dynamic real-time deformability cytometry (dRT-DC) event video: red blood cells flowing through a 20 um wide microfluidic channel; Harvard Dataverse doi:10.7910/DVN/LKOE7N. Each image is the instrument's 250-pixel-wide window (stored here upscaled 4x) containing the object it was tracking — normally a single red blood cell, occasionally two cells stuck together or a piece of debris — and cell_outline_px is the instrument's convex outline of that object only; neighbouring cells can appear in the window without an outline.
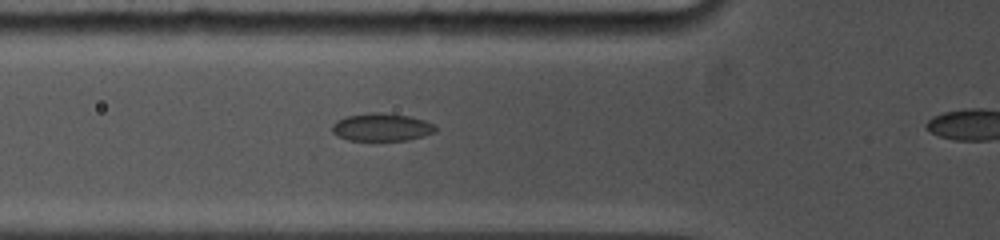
{"species": "common noctule bat (a hibernating species)", "species_latin": "Nyctalus noctula", "temperature_condition": "cold", "stored_images_in_passage": 3, "camera_frame_rate_fps": 5000, "um_per_image_px": 0.085, "animal": {"sex": "female", "body_mass_g": 19.0, "forearm_length_mm": 53.3}, "frame": {"image": 1, "passage_image": 2, "time_ms": 0.4, "image_size_px": [1000, 240], "cell_outline_px": [[436, 132], [424, 136], [408, 140], [348, 140], [332, 132], [332, 124], [336, 120], [344, 116], [372, 112], [380, 112], [408, 116], [424, 120], [436, 124]], "centroid_in_image_um": [32.45, 10.8], "position_along_channel_um": 93.3, "area_um2": 16.82}}